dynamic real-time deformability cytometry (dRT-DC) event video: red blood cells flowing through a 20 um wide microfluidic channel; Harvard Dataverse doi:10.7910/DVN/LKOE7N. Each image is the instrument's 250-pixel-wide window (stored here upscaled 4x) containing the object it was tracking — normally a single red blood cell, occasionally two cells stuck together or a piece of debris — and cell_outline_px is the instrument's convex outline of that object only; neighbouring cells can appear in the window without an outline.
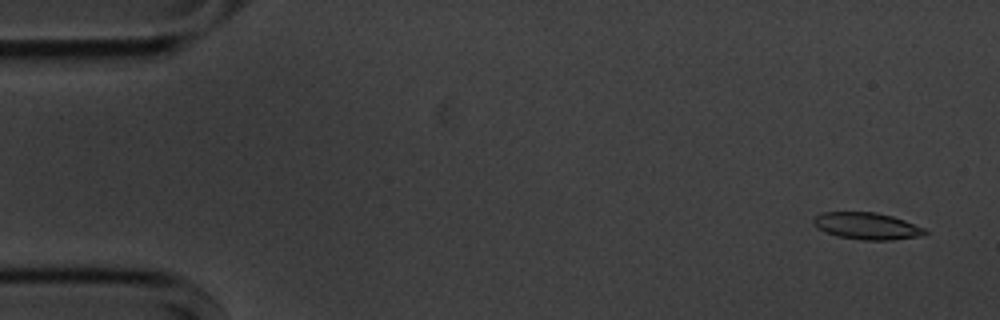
{"species": "common noctule bat (a hibernating species)", "species_latin": "Nyctalus noctula", "temperature_condition": "cold", "stored_images_in_passage": 55, "camera_frame_rate_fps": 3000, "um_per_image_px": 0.085, "animal": {"sex": "male", "body_mass_g": 20.1, "forearm_length_mm": 53.5}, "frame": {"image": 1, "passage_image": 2, "time_ms": 0.333, "image_size_px": [1000, 320], "cell_outline_px": [[928, 232], [920, 236], [892, 240], [860, 240], [836, 236], [816, 228], [812, 224], [812, 220], [820, 212], [876, 212], [892, 216], [904, 220], [924, 228]], "centroid_in_image_um": [73.64, 19.21], "position_along_channel_um": 11.4, "area_um2": 17.57}}
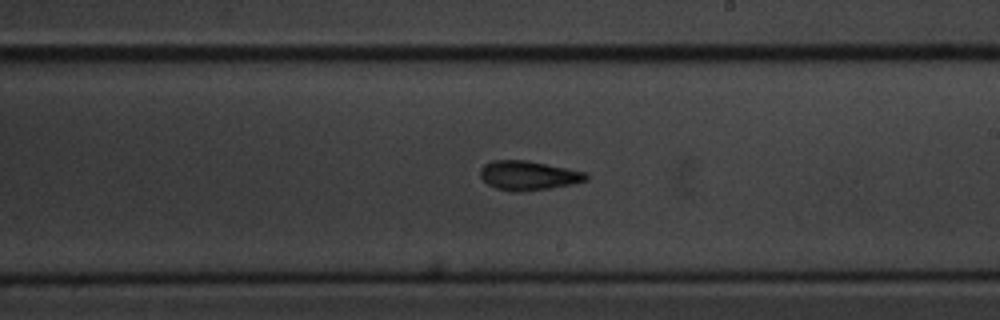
{"frame": {"image": 2, "passage_image": 31, "time_ms": 10.0, "image_size_px": [1000, 320], "cell_outline_px": [[588, 180], [572, 184], [552, 188], [516, 192], [512, 192], [496, 188], [488, 184], [480, 176], [480, 168], [484, 164], [492, 160], [528, 160], [588, 172]], "centroid_in_image_um": [44.93, 14.91], "position_along_channel_um": 244.1, "area_um2": 18.26}}
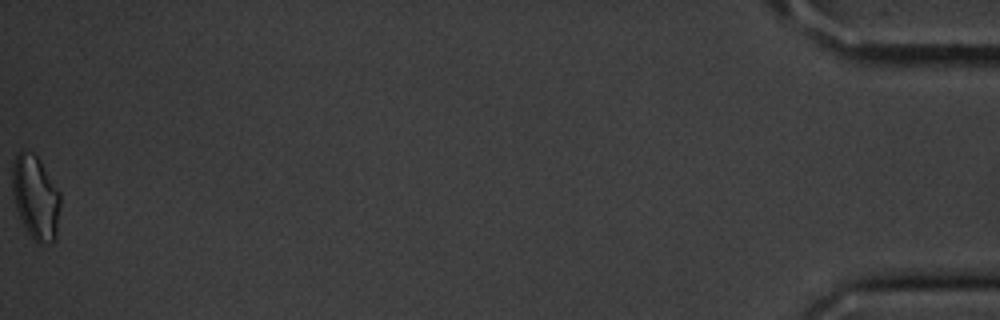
{"frame": {"image": 3, "passage_image": 55, "time_ms": 18.0, "image_size_px": [1000, 320], "cell_outline_px": [[60, 204], [56, 240], [48, 244], [40, 244], [32, 240], [16, 208], [12, 192], [12, 164], [20, 148], [32, 152], [40, 160], [60, 192]], "centroid_in_image_um": [3.03, 16.77], "position_along_channel_um": 432.2, "area_um2": 23.7}, "authors_computed_cell_mechanics": {"area_um2": 17.918, "velocity_mm_per_s": 3.5927, "shape_relaxation_time_tau1_ms": 3.6997, "shape_relaxation_time_tau2_ms": 3.5642, "deformation_change_tau1": 0.1311, "deformation_change_tau2": 0.0986}}